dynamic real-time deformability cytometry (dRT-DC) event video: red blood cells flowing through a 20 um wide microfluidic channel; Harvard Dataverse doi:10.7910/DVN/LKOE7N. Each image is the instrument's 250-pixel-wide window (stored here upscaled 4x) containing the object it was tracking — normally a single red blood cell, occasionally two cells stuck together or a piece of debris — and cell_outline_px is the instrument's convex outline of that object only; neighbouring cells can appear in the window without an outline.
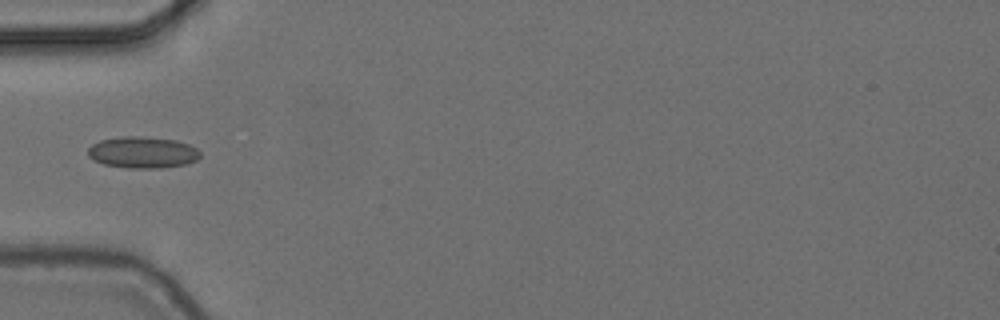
{"species": "common noctule bat (a hibernating species)", "species_latin": "Nyctalus noctula", "temperature_condition": "cold", "stored_images_in_passage": 8, "camera_frame_rate_fps": 3000, "um_per_image_px": 0.085, "animal": {"sex": "female", "body_mass_g": 24.6, "forearm_length_mm": 56.2}, "frame": {"image": 1, "passage_image": 5, "time_ms": 1.333, "image_size_px": [1000, 320], "cell_outline_px": [[200, 156], [196, 160], [188, 164], [160, 168], [128, 168], [104, 164], [92, 160], [88, 156], [88, 148], [92, 144], [100, 140], [120, 136], [136, 136], [176, 140], [188, 144], [196, 148], [200, 152]], "centroid_in_image_um": [12.1, 12.95], "position_along_channel_um": 72.9, "area_um2": 20.69}}
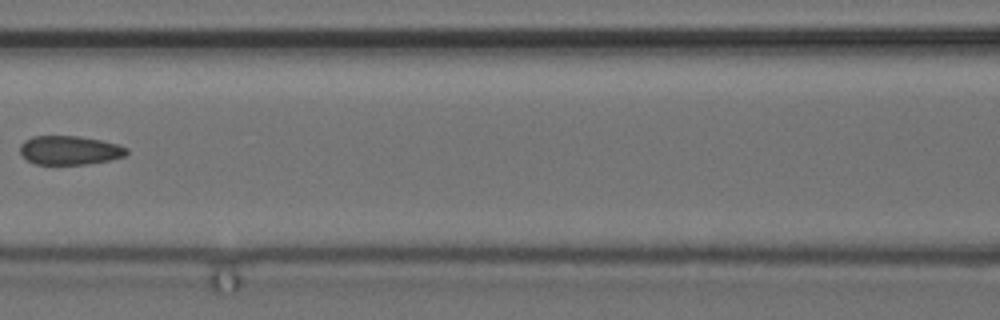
{"frame": {"image": 2, "passage_image": 7, "time_ms": 2.0, "image_size_px": [1000, 320], "cell_outline_px": [[128, 152], [124, 156], [108, 160], [84, 164], [36, 164], [28, 160], [20, 152], [20, 144], [24, 140], [32, 136], [80, 136], [100, 140], [116, 144], [128, 148]], "centroid_in_image_um": [5.9, 12.76], "position_along_channel_um": 160.7, "area_um2": 17.8}}
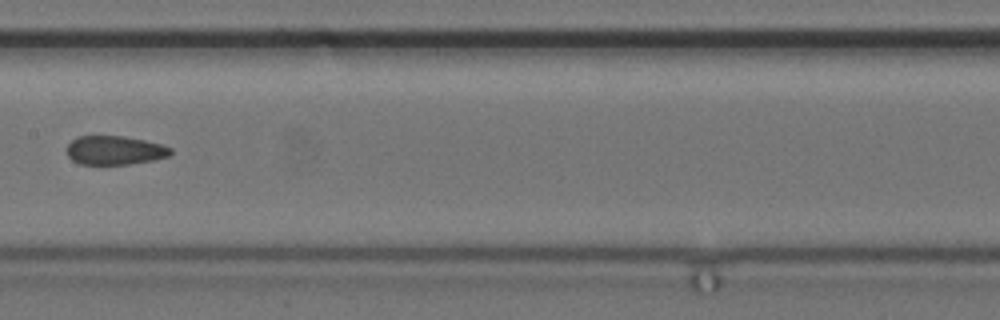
{"frame": {"image": 3, "passage_image": 8, "time_ms": 2.333, "image_size_px": [1000, 320], "cell_outline_px": [[172, 152], [168, 156], [152, 160], [128, 164], [80, 164], [72, 160], [68, 156], [68, 144], [76, 136], [124, 136], [144, 140], [160, 144], [172, 148]], "centroid_in_image_um": [9.74, 12.77], "position_along_channel_um": 197.7, "area_um2": 17.34}}